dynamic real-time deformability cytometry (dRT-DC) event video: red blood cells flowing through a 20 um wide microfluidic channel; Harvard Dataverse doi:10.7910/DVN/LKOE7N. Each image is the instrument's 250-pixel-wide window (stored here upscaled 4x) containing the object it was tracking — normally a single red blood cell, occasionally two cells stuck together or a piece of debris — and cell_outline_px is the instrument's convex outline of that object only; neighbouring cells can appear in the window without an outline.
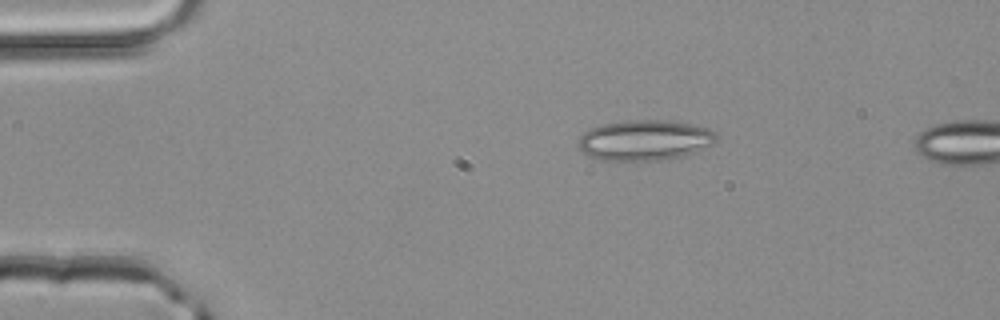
{"species": "common noctule bat (a hibernating species)", "species_latin": "Nyctalus noctula", "temperature_condition": "room temperature", "stored_images_in_passage": 4, "camera_frame_rate_fps": 3000, "um_per_image_px": 0.085, "animal": {"sex": "male", "body_mass_g": 20.4}, "frame": {"image": 1, "passage_image": 1, "time_ms": 0.0, "image_size_px": [1000, 320], "cell_outline_px": [[716, 140], [712, 144], [696, 152], [684, 156], [668, 160], [596, 160], [588, 156], [576, 144], [580, 136], [584, 132], [600, 124], [624, 120], [664, 120], [688, 124], [708, 128], [716, 132]], "centroid_in_image_um": [54.78, 11.92], "position_along_channel_um": 30.2, "area_um2": 32.77}}